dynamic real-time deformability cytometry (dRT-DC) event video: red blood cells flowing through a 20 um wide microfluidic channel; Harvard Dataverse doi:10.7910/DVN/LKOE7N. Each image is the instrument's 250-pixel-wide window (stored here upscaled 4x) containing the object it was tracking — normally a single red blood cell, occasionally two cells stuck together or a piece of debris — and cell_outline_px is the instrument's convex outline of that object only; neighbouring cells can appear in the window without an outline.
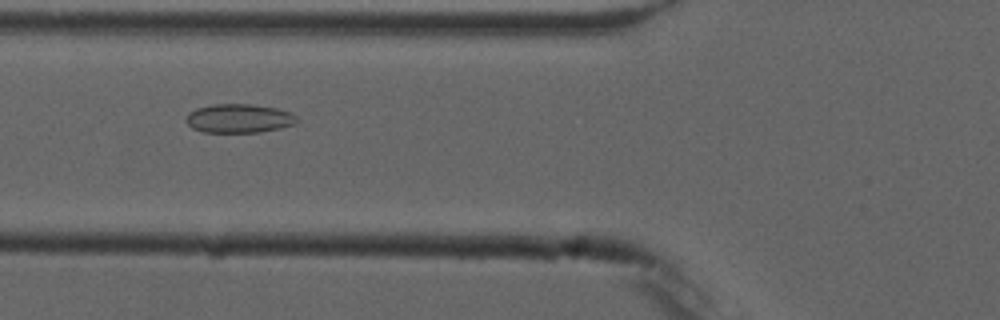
{"species": "common noctule bat (a hibernating species)", "species_latin": "Nyctalus noctula", "temperature_condition": "cold", "stored_images_in_passage": 9, "camera_frame_rate_fps": 3000, "um_per_image_px": 0.085, "animal": {"sex": "male", "forearm_length_mm": 52.5}, "frame": {"image": 1, "passage_image": 6, "time_ms": 6.0, "image_size_px": [1000, 320], "cell_outline_px": [[296, 120], [292, 124], [280, 128], [260, 132], [204, 132], [192, 128], [184, 120], [188, 112], [196, 108], [212, 104], [252, 104], [276, 108], [288, 112], [296, 116]], "centroid_in_image_um": [20.24, 10.06], "position_along_channel_um": 105.6, "area_um2": 18.55}}
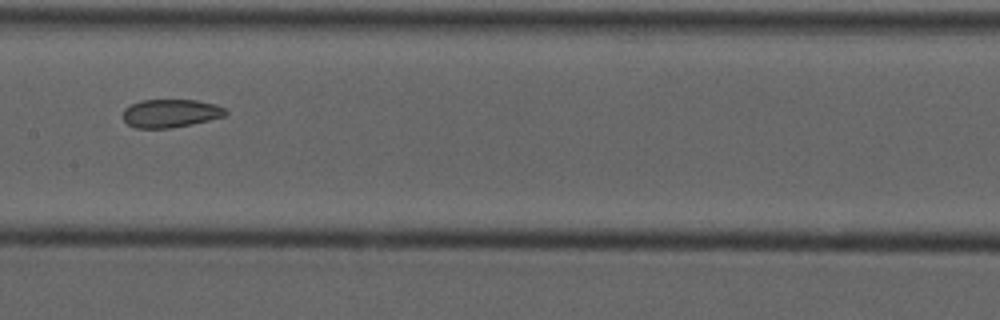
{"frame": {"image": 2, "passage_image": 8, "time_ms": 8.333, "image_size_px": [1000, 320], "cell_outline_px": [[228, 112], [224, 116], [192, 124], [172, 128], [136, 128], [128, 124], [124, 120], [124, 108], [128, 104], [140, 100], [196, 100], [216, 104], [228, 108]], "centroid_in_image_um": [14.51, 9.62], "position_along_channel_um": 192.9, "area_um2": 17.05}}
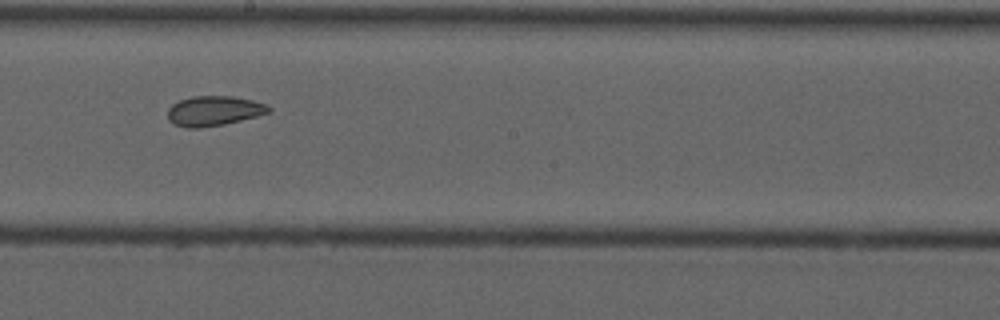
{"frame": {"image": 3, "passage_image": 9, "time_ms": 9.333, "image_size_px": [1000, 320], "cell_outline_px": [[272, 112], [224, 124], [200, 128], [188, 128], [176, 124], [168, 120], [168, 108], [172, 104], [180, 100], [192, 96], [232, 96], [252, 100], [268, 104], [272, 108]], "centroid_in_image_um": [18.21, 9.42], "position_along_channel_um": 230.0, "area_um2": 17.63}}